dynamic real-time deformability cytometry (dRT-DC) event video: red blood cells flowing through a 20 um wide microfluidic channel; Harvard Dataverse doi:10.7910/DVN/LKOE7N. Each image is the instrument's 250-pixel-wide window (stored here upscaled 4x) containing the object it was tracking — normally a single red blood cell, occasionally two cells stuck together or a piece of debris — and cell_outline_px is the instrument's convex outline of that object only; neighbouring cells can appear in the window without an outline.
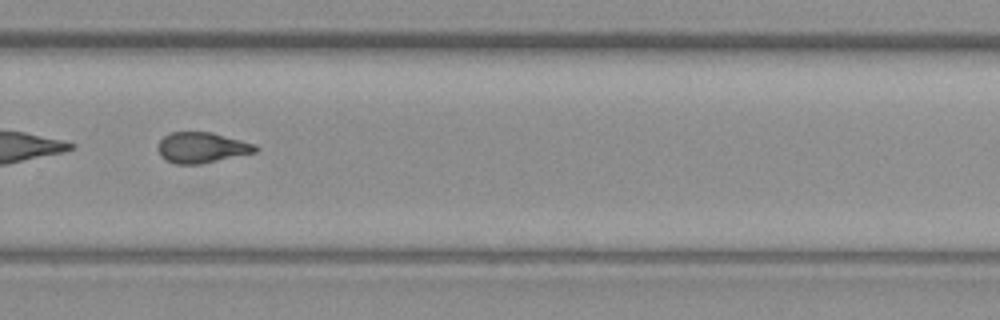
{"species": "common noctule bat (a hibernating species)", "species_latin": "Nyctalus noctula", "temperature_condition": "warm", "stored_images_in_passage": 30, "camera_frame_rate_fps": 3000, "um_per_image_px": 0.085, "animal": {"sex": "female", "body_mass_g": 19.3, "forearm_length_mm": 54.1}, "frame": {"image": 1, "passage_image": 25, "time_ms": 8.0, "image_size_px": [1000, 320], "cell_outline_px": [[260, 148], [256, 152], [200, 164], [176, 164], [160, 156], [156, 148], [160, 140], [164, 136], [172, 132], [212, 132], [256, 144]], "centroid_in_image_um": [17.15, 12.54], "position_along_channel_um": 312.6, "area_um2": 17.46}}